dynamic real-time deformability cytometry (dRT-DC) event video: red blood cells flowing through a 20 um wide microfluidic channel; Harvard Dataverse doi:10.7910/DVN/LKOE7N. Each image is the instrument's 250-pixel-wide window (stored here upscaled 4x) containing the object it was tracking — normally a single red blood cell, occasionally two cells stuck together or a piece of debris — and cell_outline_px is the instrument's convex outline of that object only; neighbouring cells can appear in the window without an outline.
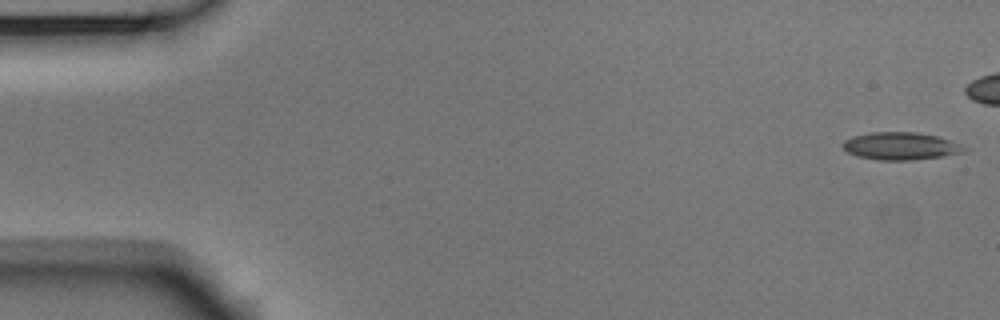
{"species": "Egyptian fruit bat (a non-hibernating species)", "species_latin": "Rousettus aegyptiacus", "temperature_condition": "room temperature", "stored_images_in_passage": 13, "camera_frame_rate_fps": 3000, "um_per_image_px": 0.085, "animal": {"sex": "male"}, "frame": {"image": 1, "passage_image": 1, "time_ms": 0.0, "image_size_px": [1000, 320], "cell_outline_px": [[972, 148], [964, 152], [944, 156], [912, 160], [880, 160], [856, 156], [848, 152], [840, 144], [844, 140], [852, 136], [872, 132], [916, 132], [940, 136]], "centroid_in_image_um": [76.61, 12.41], "position_along_channel_um": 8.4, "area_um2": 19.83}}